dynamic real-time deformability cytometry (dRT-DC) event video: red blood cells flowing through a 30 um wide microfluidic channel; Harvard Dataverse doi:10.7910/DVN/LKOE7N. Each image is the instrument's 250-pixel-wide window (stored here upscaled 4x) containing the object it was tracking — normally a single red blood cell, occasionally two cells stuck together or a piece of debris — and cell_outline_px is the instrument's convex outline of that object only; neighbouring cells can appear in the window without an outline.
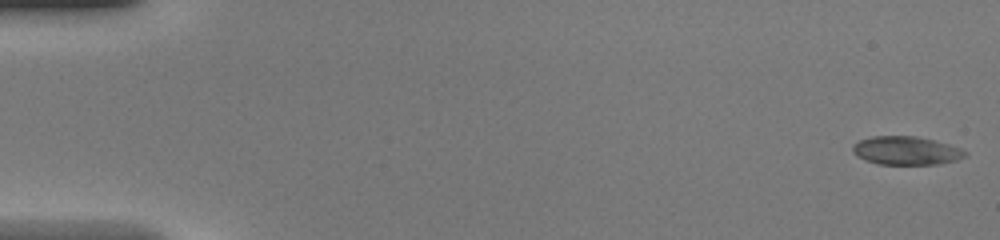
{"species": "common noctule bat (a hibernating species)", "species_latin": "Nyctalus noctula", "temperature_condition": "warm", "stored_images_in_passage": 47, "camera_frame_rate_fps": 3000, "um_per_image_px": 0.085, "animal": {"sex": "female", "body_mass_g": 20.0, "forearm_length_mm": 54.0}, "frame": {"image": 1, "passage_image": 1, "time_ms": 0.0, "image_size_px": [1000, 240], "cell_outline_px": [[968, 156], [956, 160], [940, 164], [876, 164], [864, 160], [856, 156], [852, 152], [852, 144], [860, 140], [872, 136], [916, 136], [948, 144], [960, 148], [968, 152]], "centroid_in_image_um": [77.0, 12.81], "position_along_channel_um": 8.0, "area_um2": 18.79}}
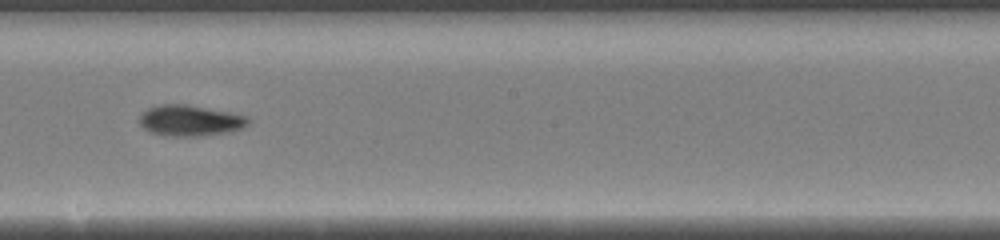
{"frame": {"image": 2, "passage_image": 27, "time_ms": 8.667, "image_size_px": [1000, 240], "cell_outline_px": [[252, 120], [244, 128], [228, 132], [196, 136], [168, 136], [152, 132], [144, 128], [140, 124], [140, 116], [148, 108], [160, 104], [188, 104], [228, 112], [244, 116]], "centroid_in_image_um": [16.17, 10.24], "position_along_channel_um": 232.0, "area_um2": 19.42}}
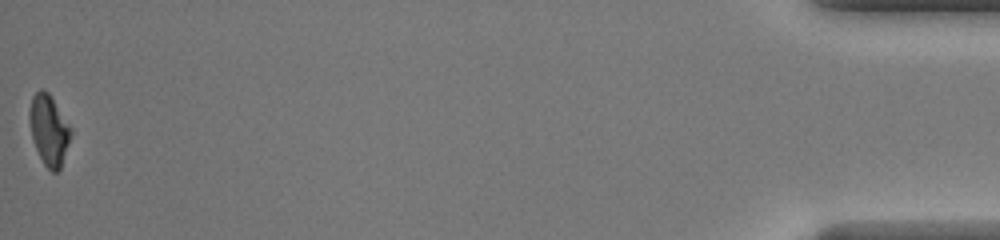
{"frame": {"image": 3, "passage_image": 47, "time_ms": 15.333, "image_size_px": [1000, 240], "cell_outline_px": [[72, 132], [60, 168], [56, 172], [52, 172], [44, 164], [32, 140], [28, 120], [28, 112], [32, 96], [40, 88], [48, 92], [72, 128]], "centroid_in_image_um": [4.13, 11.02], "position_along_channel_um": 431.1, "area_um2": 16.94}}